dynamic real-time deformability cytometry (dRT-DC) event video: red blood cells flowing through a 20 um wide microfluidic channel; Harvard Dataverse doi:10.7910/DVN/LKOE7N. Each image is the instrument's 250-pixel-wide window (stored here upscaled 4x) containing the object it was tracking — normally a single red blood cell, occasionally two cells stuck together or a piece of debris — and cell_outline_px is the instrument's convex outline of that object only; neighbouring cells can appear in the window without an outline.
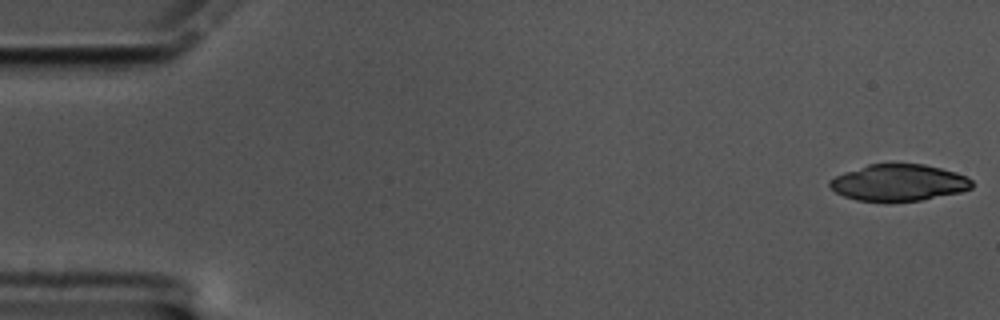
{"species": "common noctule bat (a hibernating species)", "species_latin": "Nyctalus noctula", "temperature_condition": "cold", "stored_images_in_passage": 58, "camera_frame_rate_fps": 3000, "um_per_image_px": 0.085, "animal": {"sex": "male", "body_mass_g": 17.5, "forearm_length_mm": 52.3}, "frame": {"image": 1, "passage_image": 1, "time_ms": 0.0, "image_size_px": [1000, 320], "cell_outline_px": [[972, 188], [960, 192], [920, 200], [888, 204], [884, 204], [856, 200], [844, 196], [836, 192], [828, 184], [828, 180], [844, 172], [868, 164], [924, 164], [956, 172], [972, 180]], "centroid_in_image_um": [76.35, 15.56], "position_along_channel_um": 8.7, "area_um2": 30.81}}